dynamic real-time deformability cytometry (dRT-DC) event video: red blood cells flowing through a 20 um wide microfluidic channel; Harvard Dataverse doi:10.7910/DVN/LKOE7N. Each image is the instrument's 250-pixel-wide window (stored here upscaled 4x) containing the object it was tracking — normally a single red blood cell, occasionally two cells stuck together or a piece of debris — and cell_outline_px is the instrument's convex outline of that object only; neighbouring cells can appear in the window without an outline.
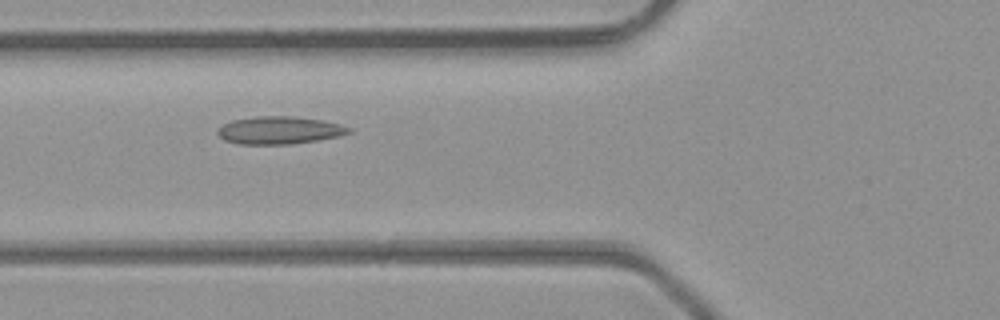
{"species": "common noctule bat (a hibernating species)", "species_latin": "Nyctalus noctula", "temperature_condition": "room temperature", "stored_images_in_passage": 3, "camera_frame_rate_fps": 3000, "um_per_image_px": 0.085, "animal": {"sex": "male", "body_mass_g": 23.1, "forearm_length_mm": 52.7}, "frame": {"image": 1, "passage_image": 2, "time_ms": 0.333, "image_size_px": [1000, 320], "cell_outline_px": [[352, 132], [340, 136], [292, 144], [240, 144], [224, 140], [216, 132], [224, 124], [232, 120], [256, 116], [292, 116], [320, 120], [340, 124], [352, 128]], "centroid_in_image_um": [23.76, 11.07], "position_along_channel_um": 102.0, "area_um2": 21.04}}
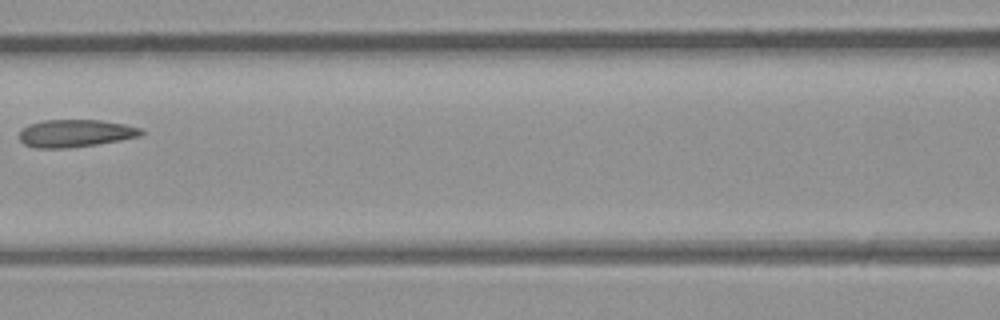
{"frame": {"image": 2, "passage_image": 3, "time_ms": 0.667, "image_size_px": [1000, 320], "cell_outline_px": [[144, 132], [140, 136], [120, 140], [96, 144], [68, 148], [36, 148], [24, 144], [20, 140], [20, 132], [28, 124], [40, 120], [100, 120], [124, 124], [140, 128]], "centroid_in_image_um": [6.39, 11.32], "position_along_channel_um": 160.2, "area_um2": 19.48}}